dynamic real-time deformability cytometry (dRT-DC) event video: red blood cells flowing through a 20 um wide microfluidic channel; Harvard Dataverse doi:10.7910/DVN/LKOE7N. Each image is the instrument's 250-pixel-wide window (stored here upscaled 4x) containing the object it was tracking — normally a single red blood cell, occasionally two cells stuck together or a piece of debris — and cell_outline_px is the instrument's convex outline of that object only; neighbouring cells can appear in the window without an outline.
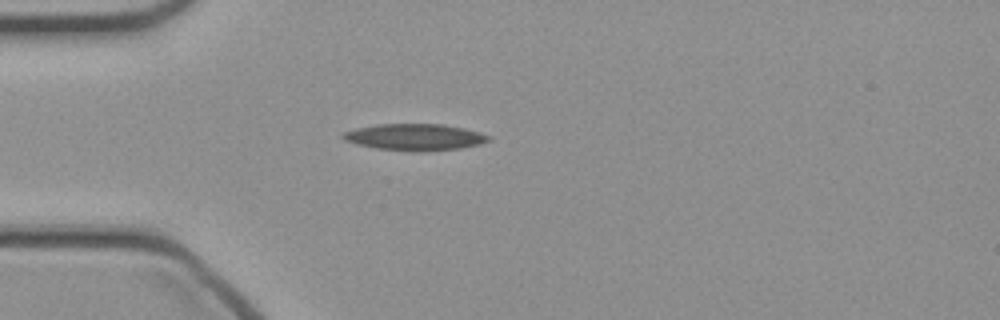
{"species": "common noctule bat (a hibernating species)", "species_latin": "Nyctalus noctula", "temperature_condition": "cold", "stored_images_in_passage": 35, "camera_frame_rate_fps": 3000, "um_per_image_px": 0.085, "animal": {"sex": "female", "body_mass_g": 21.9}, "frame": {"image": 1, "passage_image": 1, "time_ms": 0.0, "image_size_px": [1000, 320], "cell_outline_px": [[488, 140], [480, 144], [460, 148], [420, 152], [416, 152], [376, 148], [356, 144], [344, 140], [340, 136], [344, 132], [356, 128], [376, 124], [444, 124], [464, 128], [488, 136]], "centroid_in_image_um": [35.19, 11.65], "position_along_channel_um": 49.8, "area_um2": 22.43}}
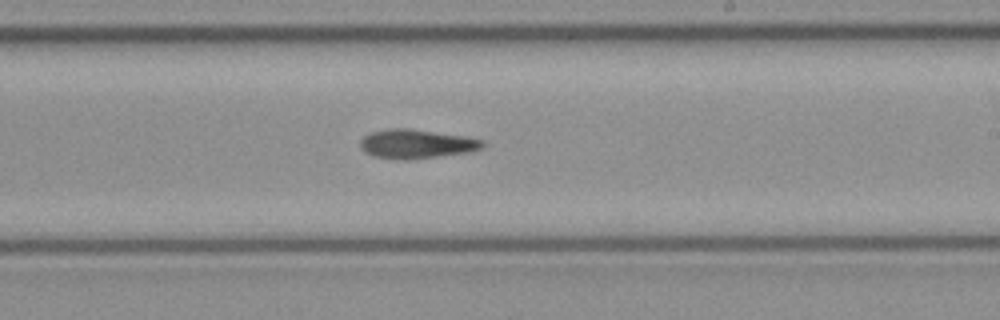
{"frame": {"image": 2, "passage_image": 16, "time_ms": 5.0, "image_size_px": [1000, 320], "cell_outline_px": [[484, 148], [472, 152], [408, 160], [400, 160], [372, 156], [364, 152], [360, 148], [360, 140], [364, 136], [372, 132], [388, 128], [408, 128], [464, 136], [484, 140]], "centroid_in_image_um": [35.4, 12.24], "position_along_channel_um": 253.6, "area_um2": 20.98}}
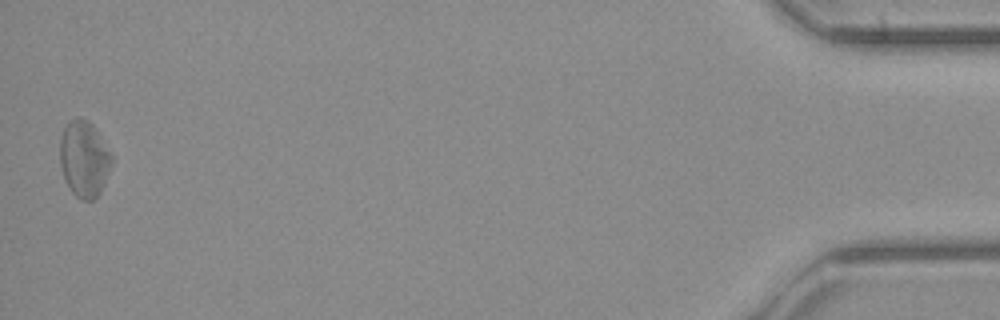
{"frame": {"image": 3, "passage_image": 35, "time_ms": 11.333, "image_size_px": [1000, 320], "cell_outline_px": [[112, 164], [104, 184], [100, 192], [92, 200], [80, 200], [72, 192], [64, 180], [60, 164], [60, 136], [68, 120], [76, 116], [80, 116], [88, 120], [96, 128], [112, 156]], "centroid_in_image_um": [7.13, 13.47], "position_along_channel_um": 428.1, "area_um2": 23.24}}